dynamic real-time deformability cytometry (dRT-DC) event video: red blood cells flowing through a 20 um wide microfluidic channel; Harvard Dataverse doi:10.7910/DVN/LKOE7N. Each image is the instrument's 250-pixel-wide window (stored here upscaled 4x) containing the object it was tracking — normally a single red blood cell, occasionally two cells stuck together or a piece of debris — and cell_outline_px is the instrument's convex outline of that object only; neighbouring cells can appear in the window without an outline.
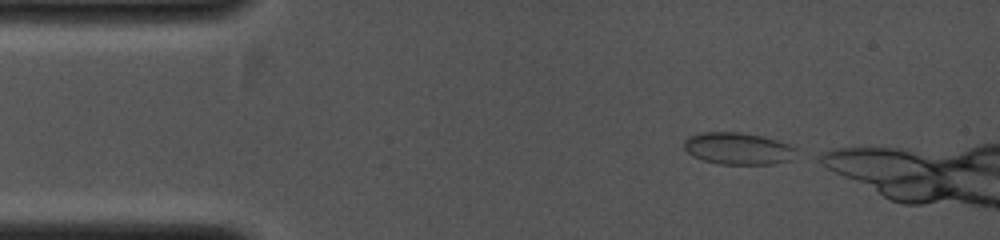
{"species": "common noctule bat (a hibernating species)", "species_latin": "Nyctalus noctula", "temperature_condition": "cold", "stored_images_in_passage": 14, "camera_frame_rate_fps": 4000, "um_per_image_px": 0.085, "animal": {"sex": "female", "body_mass_g": 19.0, "forearm_length_mm": 53.3}, "frame": {"image": 1, "passage_image": 1, "time_ms": 0.0, "image_size_px": [1000, 240], "cell_outline_px": [[796, 148], [792, 160], [776, 164], [720, 164], [704, 160], [692, 156], [684, 148], [684, 140], [688, 136], [700, 132], [740, 132], [760, 136], [776, 140], [788, 144]], "centroid_in_image_um": [62.71, 12.63], "position_along_channel_um": 22.3, "area_um2": 20.92}}
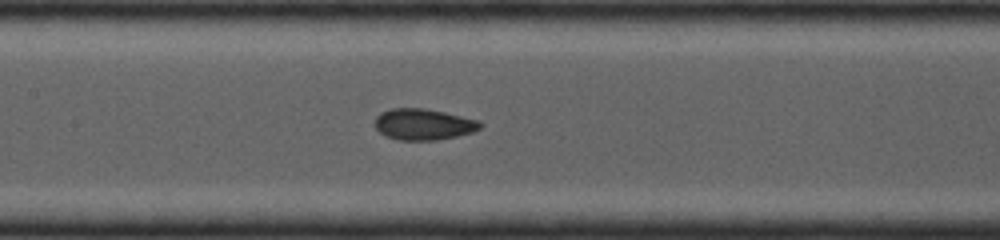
{"frame": {"image": 2, "passage_image": 8, "time_ms": 1.75, "image_size_px": [1000, 240], "cell_outline_px": [[484, 124], [480, 128], [472, 132], [456, 136], [436, 140], [396, 140], [380, 132], [372, 124], [376, 116], [380, 112], [392, 108], [424, 108], [444, 112], [480, 120]], "centroid_in_image_um": [35.98, 10.56], "position_along_channel_um": 171.4, "area_um2": 19.31}}
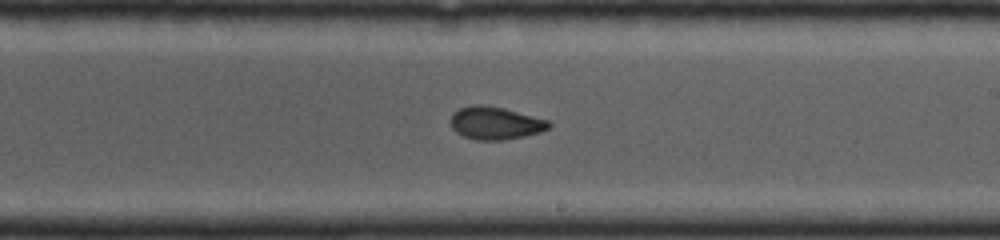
{"frame": {"image": 3, "passage_image": 12, "time_ms": 2.75, "image_size_px": [1000, 240], "cell_outline_px": [[552, 124], [548, 128], [540, 132], [524, 136], [504, 140], [476, 140], [464, 136], [456, 132], [452, 128], [448, 120], [452, 112], [460, 108], [472, 104], [484, 104], [504, 108], [548, 120]], "centroid_in_image_um": [42.05, 10.45], "position_along_channel_um": 247.0, "area_um2": 18.96}}